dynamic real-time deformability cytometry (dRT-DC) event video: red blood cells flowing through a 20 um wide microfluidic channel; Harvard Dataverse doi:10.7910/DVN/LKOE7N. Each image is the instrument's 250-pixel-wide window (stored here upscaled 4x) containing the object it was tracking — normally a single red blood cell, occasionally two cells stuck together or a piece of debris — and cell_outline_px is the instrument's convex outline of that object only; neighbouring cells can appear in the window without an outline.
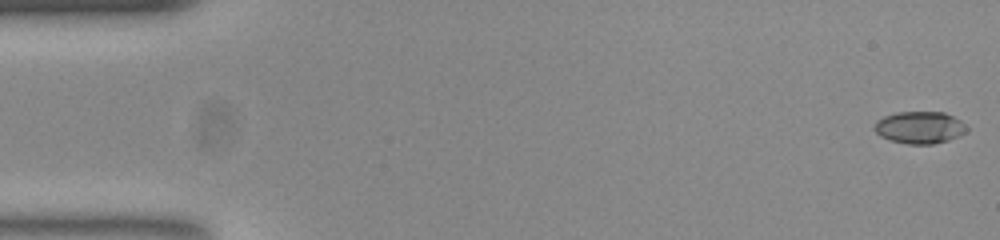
{"species": "common noctule bat (a hibernating species)", "species_latin": "Nyctalus noctula", "temperature_condition": "room temperature", "stored_images_in_passage": 50, "camera_frame_rate_fps": 3000, "um_per_image_px": 0.085, "animal": {"sex": "female", "body_mass_g": 23.0, "forearm_length_mm": 53.4}, "frame": {"image": 1, "passage_image": 1, "time_ms": 0.0, "image_size_px": [1000, 240], "cell_outline_px": [[968, 128], [960, 136], [948, 140], [932, 144], [908, 144], [892, 140], [880, 136], [876, 132], [876, 120], [884, 116], [900, 112], [944, 112], [960, 120]], "centroid_in_image_um": [78.19, 10.83], "position_along_channel_um": 6.8, "area_um2": 17.05}}
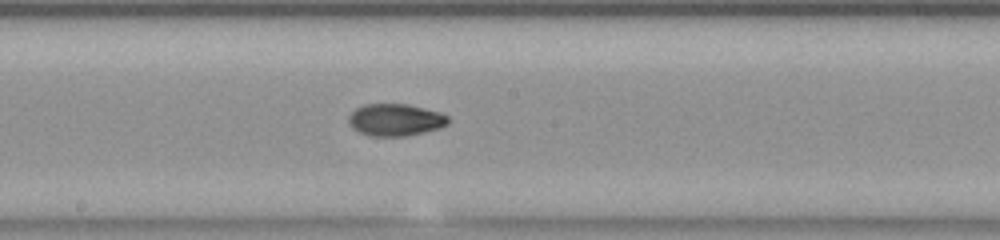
{"frame": {"image": 2, "passage_image": 28, "time_ms": 9.0, "image_size_px": [1000, 240], "cell_outline_px": [[448, 124], [440, 128], [404, 136], [368, 136], [352, 128], [348, 120], [352, 112], [356, 108], [364, 104], [404, 104], [440, 112], [448, 116]], "centroid_in_image_um": [33.59, 10.19], "position_along_channel_um": 214.6, "area_um2": 18.44}}
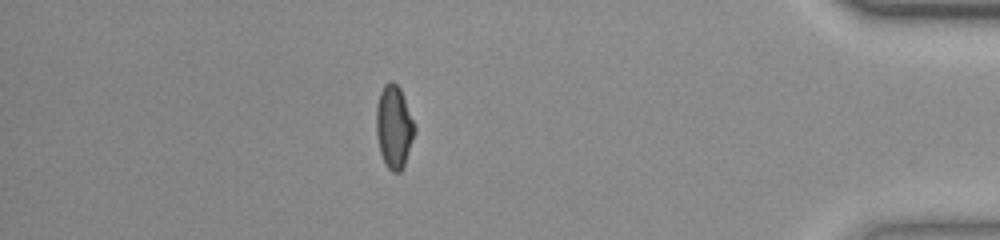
{"frame": {"image": 3, "passage_image": 46, "time_ms": 15.0, "image_size_px": [1000, 240], "cell_outline_px": [[416, 128], [404, 164], [400, 172], [392, 172], [388, 168], [380, 152], [376, 132], [376, 108], [380, 92], [384, 84], [388, 80], [392, 80], [400, 88]], "centroid_in_image_um": [33.47, 10.75], "position_along_channel_um": 401.7, "area_um2": 18.26}}